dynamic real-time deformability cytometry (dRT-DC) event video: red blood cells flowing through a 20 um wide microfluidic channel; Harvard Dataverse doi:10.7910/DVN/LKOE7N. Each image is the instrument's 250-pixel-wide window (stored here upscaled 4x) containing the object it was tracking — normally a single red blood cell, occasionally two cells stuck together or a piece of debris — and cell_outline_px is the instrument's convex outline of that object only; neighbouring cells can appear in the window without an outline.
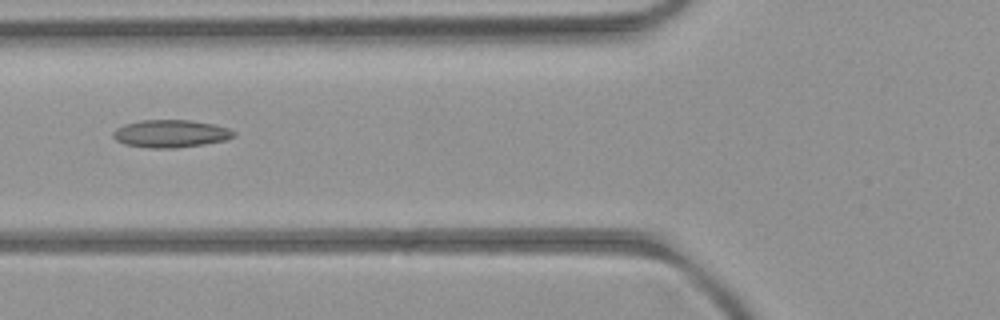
{"species": "common noctule bat (a hibernating species)", "species_latin": "Nyctalus noctula", "temperature_condition": "room temperature", "stored_images_in_passage": 7, "camera_frame_rate_fps": 3000, "um_per_image_px": 0.085, "animal": {"sex": "female", "body_mass_g": 21.9}, "frame": {"image": 1, "passage_image": 5, "time_ms": 5.667, "image_size_px": [1000, 320], "cell_outline_px": [[236, 136], [228, 140], [204, 144], [176, 148], [148, 148], [124, 144], [116, 140], [112, 136], [112, 132], [116, 128], [124, 124], [140, 120], [188, 120], [216, 124], [228, 128], [236, 132]], "centroid_in_image_um": [14.52, 11.36], "position_along_channel_um": 111.3, "area_um2": 19.71}}
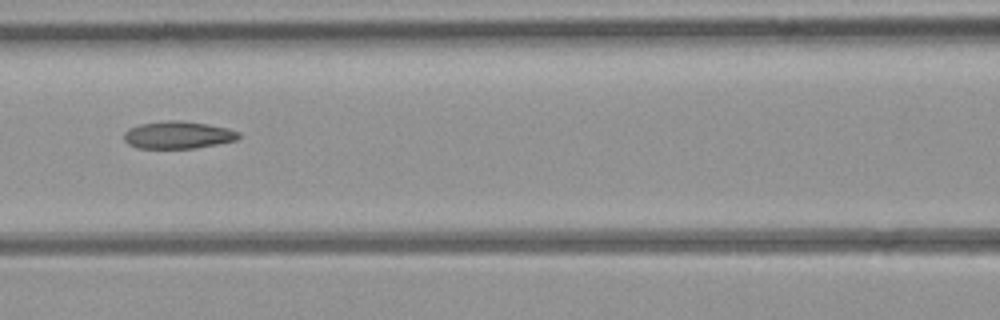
{"frame": {"image": 2, "passage_image": 6, "time_ms": 6.667, "image_size_px": [1000, 320], "cell_outline_px": [[240, 136], [236, 140], [196, 148], [136, 148], [128, 144], [124, 140], [124, 132], [128, 128], [140, 124], [168, 120], [180, 120], [208, 124], [228, 128], [240, 132]], "centroid_in_image_um": [15.11, 11.47], "position_along_channel_um": 151.5, "area_um2": 18.38}}
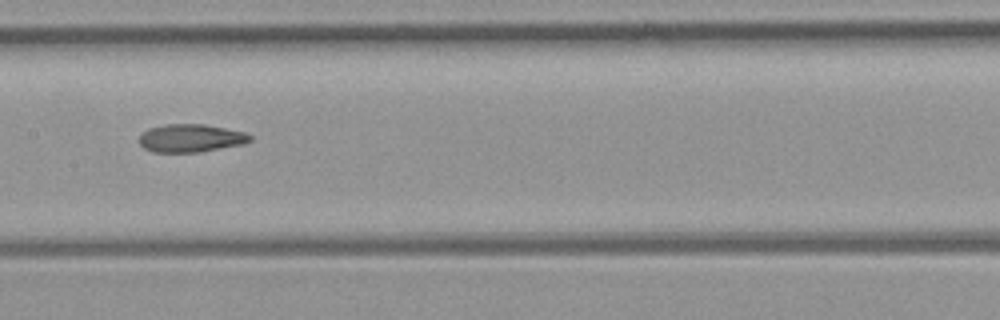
{"frame": {"image": 3, "passage_image": 7, "time_ms": 7.667, "image_size_px": [1000, 320], "cell_outline_px": [[252, 140], [244, 144], [200, 152], [152, 152], [144, 148], [140, 144], [140, 136], [148, 128], [164, 124], [204, 124], [244, 132], [252, 136]], "centroid_in_image_um": [16.22, 11.74], "position_along_channel_um": 191.2, "area_um2": 18.09}}